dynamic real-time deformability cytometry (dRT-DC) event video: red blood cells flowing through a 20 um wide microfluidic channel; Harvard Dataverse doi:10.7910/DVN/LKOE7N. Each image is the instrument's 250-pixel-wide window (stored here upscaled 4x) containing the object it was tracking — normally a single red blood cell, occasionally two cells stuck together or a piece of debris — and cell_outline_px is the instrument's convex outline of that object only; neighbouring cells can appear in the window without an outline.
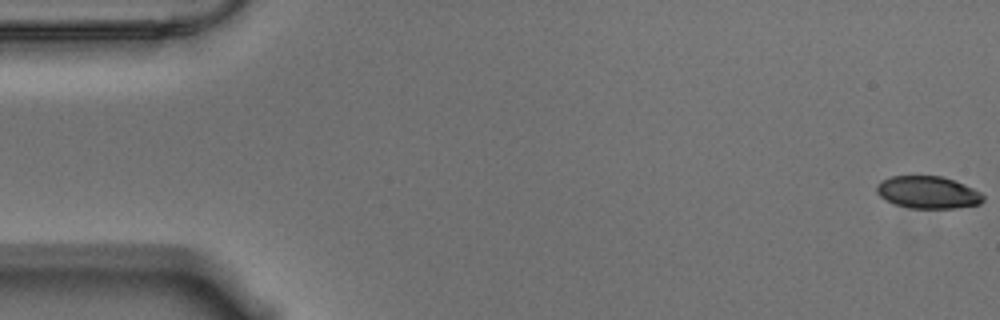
{"species": "Egyptian fruit bat (a non-hibernating species)", "species_latin": "Rousettus aegyptiacus", "temperature_condition": "warm", "stored_images_in_passage": 57, "camera_frame_rate_fps": 3000, "um_per_image_px": 0.085, "animal": {"sex": "male"}, "frame": {"image": 1, "passage_image": 1, "time_ms": 0.0, "image_size_px": [1000, 320], "cell_outline_px": [[984, 200], [980, 204], [956, 208], [908, 208], [892, 204], [884, 200], [876, 192], [876, 188], [880, 180], [892, 176], [940, 176], [964, 184], [980, 192], [984, 196]], "centroid_in_image_um": [78.84, 16.36], "position_along_channel_um": 6.2, "area_um2": 20.17}}
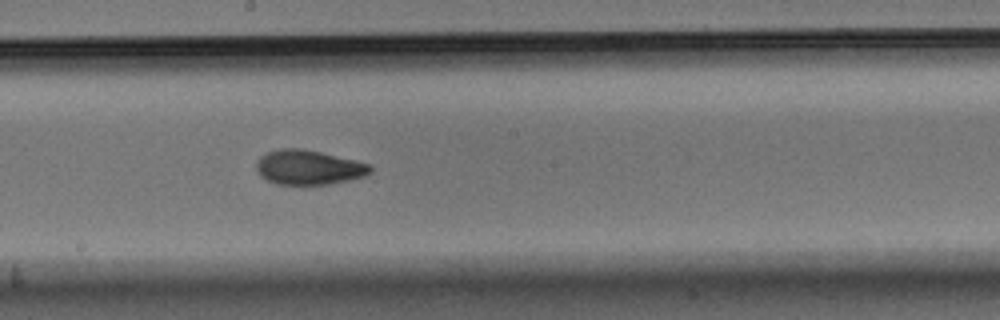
{"frame": {"image": 2, "passage_image": 31, "time_ms": 10.0, "image_size_px": [1000, 320], "cell_outline_px": [[372, 172], [364, 176], [348, 180], [328, 184], [276, 184], [260, 176], [256, 168], [256, 164], [260, 156], [268, 152], [280, 148], [300, 148], [320, 152], [368, 164], [372, 168]], "centroid_in_image_um": [26.19, 14.23], "position_along_channel_um": 222.0, "area_um2": 22.66}}
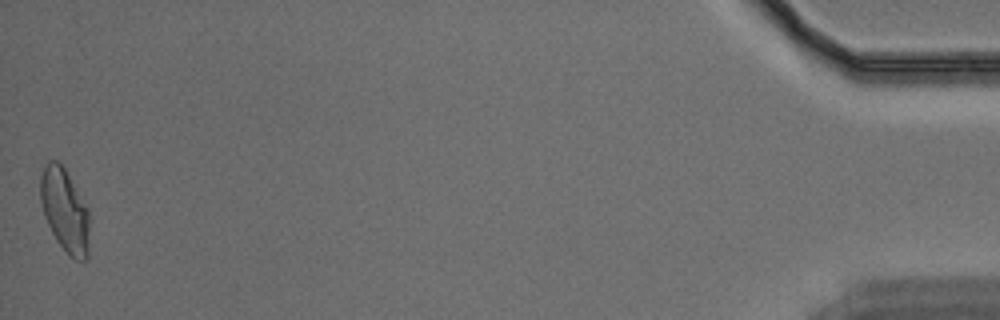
{"frame": {"image": 3, "passage_image": 57, "time_ms": 18.667, "image_size_px": [1000, 320], "cell_outline_px": [[88, 256], [84, 260], [76, 260], [56, 240], [44, 216], [40, 200], [40, 176], [48, 160], [56, 160], [64, 168], [88, 208]], "centroid_in_image_um": [5.49, 17.86], "position_along_channel_um": 429.7, "area_um2": 23.35}, "authors_computed_cell_mechanics": {"area_um2": 22.4842, "velocity_mm_per_s": 3.5387, "shape_relaxation_time_tau1_ms": 4.7941, "shape_relaxation_time_tau2_ms": 1.9752, "deformation_change_tau1": 0.1542, "deformation_change_tau2": 0.0675}}